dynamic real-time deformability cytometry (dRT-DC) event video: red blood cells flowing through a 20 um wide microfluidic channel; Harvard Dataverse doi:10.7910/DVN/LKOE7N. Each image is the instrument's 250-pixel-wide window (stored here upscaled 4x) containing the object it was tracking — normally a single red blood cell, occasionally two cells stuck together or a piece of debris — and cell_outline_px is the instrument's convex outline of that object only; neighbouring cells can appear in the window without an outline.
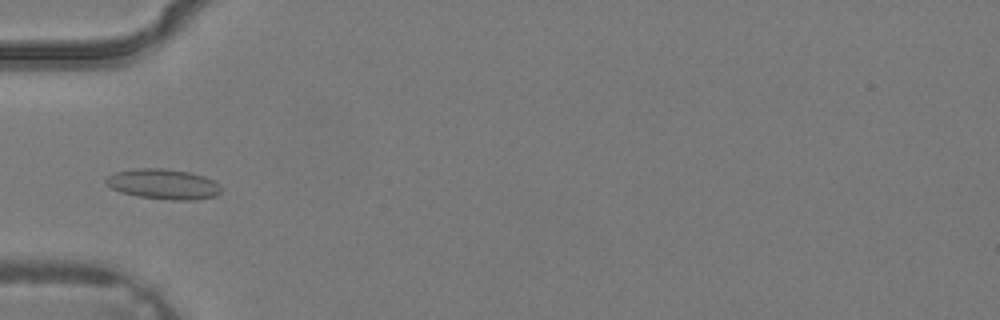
{"species": "common noctule bat (a hibernating species)", "species_latin": "Nyctalus noctula", "temperature_condition": "warm", "stored_images_in_passage": 4, "camera_frame_rate_fps": 3000, "um_per_image_px": 0.085, "animal": {"sex": "male", "body_mass_g": 19.2, "forearm_length_mm": 51.8}, "frame": {"image": 1, "passage_image": 4, "time_ms": 1.0, "image_size_px": [1000, 320], "cell_outline_px": [[220, 192], [216, 196], [196, 200], [172, 200], [136, 196], [120, 192], [112, 188], [104, 180], [108, 176], [116, 172], [136, 168], [164, 168], [188, 172], [204, 176], [220, 184]], "centroid_in_image_um": [13.89, 15.65], "position_along_channel_um": 71.1, "area_um2": 20.29}}